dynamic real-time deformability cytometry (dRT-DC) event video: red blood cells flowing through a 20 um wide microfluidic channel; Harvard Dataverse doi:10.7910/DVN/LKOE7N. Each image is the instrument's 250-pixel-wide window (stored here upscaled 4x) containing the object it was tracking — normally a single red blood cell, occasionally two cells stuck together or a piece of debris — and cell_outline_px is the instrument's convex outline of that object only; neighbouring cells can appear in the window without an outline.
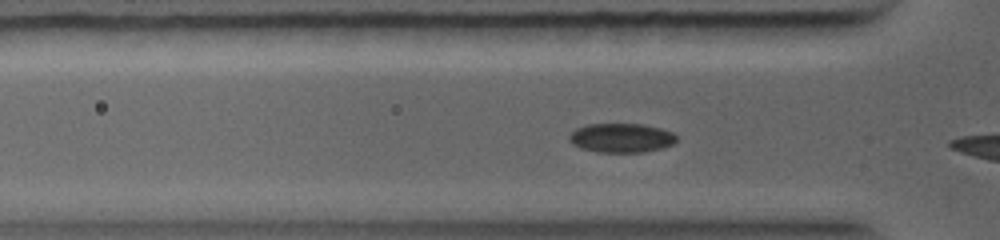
{"species": "common noctule bat (a hibernating species)", "species_latin": "Nyctalus noctula", "temperature_condition": "warm", "stored_images_in_passage": 9, "camera_frame_rate_fps": 5000, "um_per_image_px": 0.085, "animal": {"sex": "female", "body_mass_g": 19.0, "forearm_length_mm": 56.7}, "frame": {"image": 1, "passage_image": 6, "time_ms": 1.0, "image_size_px": [1000, 240], "cell_outline_px": [[676, 140], [672, 144], [660, 148], [644, 152], [596, 152], [580, 148], [572, 144], [568, 140], [568, 136], [576, 128], [584, 124], [644, 124], [660, 128], [672, 132], [676, 136]], "centroid_in_image_um": [52.76, 11.71], "position_along_channel_um": 73.0, "area_um2": 18.32}}